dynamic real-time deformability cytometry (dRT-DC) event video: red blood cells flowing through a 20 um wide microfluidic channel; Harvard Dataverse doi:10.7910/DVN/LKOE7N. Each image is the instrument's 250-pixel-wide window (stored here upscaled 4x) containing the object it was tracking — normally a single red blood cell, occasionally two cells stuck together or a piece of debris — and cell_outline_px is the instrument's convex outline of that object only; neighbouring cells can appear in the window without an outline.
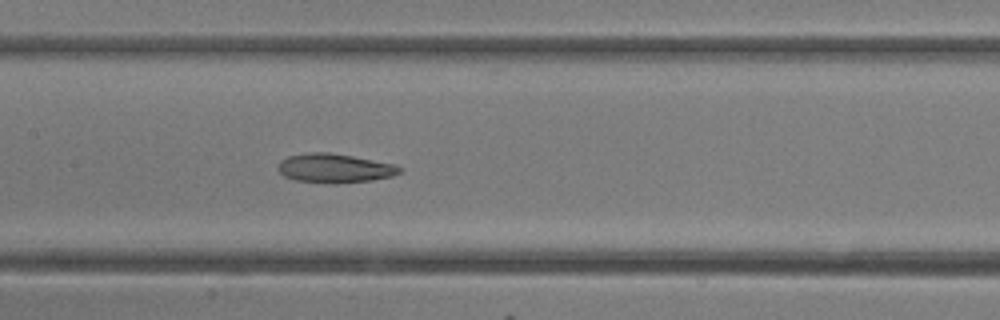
{"species": "common noctule bat (a hibernating species)", "species_latin": "Nyctalus noctula", "temperature_condition": "room temperature", "stored_images_in_passage": 17, "camera_frame_rate_fps": 3000, "um_per_image_px": 0.085, "animal": {"sex": "female"}, "frame": {"image": 1, "passage_image": 15, "time_ms": 4.667, "image_size_px": [1000, 320], "cell_outline_px": [[404, 168], [400, 172], [392, 176], [372, 180], [336, 184], [332, 184], [296, 180], [284, 176], [276, 168], [280, 160], [288, 156], [308, 152], [328, 152], [352, 156], [396, 164]], "centroid_in_image_um": [28.44, 14.3], "position_along_channel_um": 179.0, "area_um2": 20.81}}
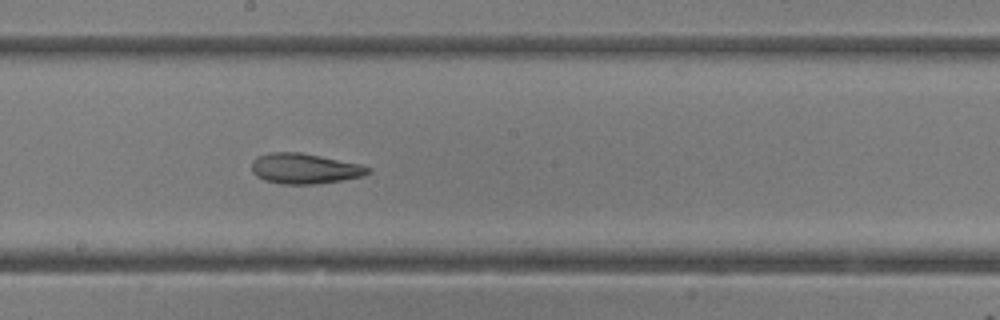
{"frame": {"image": 2, "passage_image": 17, "time_ms": 5.333, "image_size_px": [1000, 320], "cell_outline_px": [[372, 172], [364, 176], [340, 180], [312, 184], [280, 184], [264, 180], [256, 176], [252, 172], [252, 160], [256, 156], [268, 152], [300, 152], [360, 164], [372, 168]], "centroid_in_image_um": [25.87, 14.32], "position_along_channel_um": 222.3, "area_um2": 20.69}}